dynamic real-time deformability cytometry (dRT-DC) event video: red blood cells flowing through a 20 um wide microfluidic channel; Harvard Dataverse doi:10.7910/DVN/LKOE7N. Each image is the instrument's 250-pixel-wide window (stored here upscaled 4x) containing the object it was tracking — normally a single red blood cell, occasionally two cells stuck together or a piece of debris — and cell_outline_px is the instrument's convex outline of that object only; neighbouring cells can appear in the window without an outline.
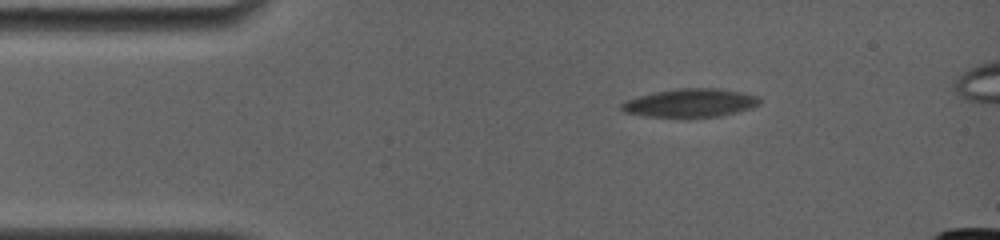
{"species": "common noctule bat (a hibernating species)", "species_latin": "Nyctalus noctula", "temperature_condition": "room temperature", "stored_images_in_passage": 32, "camera_frame_rate_fps": 4000, "um_per_image_px": 0.085, "animal": {"sex": "female", "body_mass_g": 19.0, "forearm_length_mm": 56.7}, "frame": {"image": 1, "passage_image": 1, "time_ms": 0.0, "image_size_px": [1000, 240], "cell_outline_px": [[760, 104], [752, 108], [720, 116], [644, 116], [624, 112], [620, 108], [620, 104], [636, 96], [652, 92], [680, 88], [720, 88], [760, 96]], "centroid_in_image_um": [58.68, 8.73], "position_along_channel_um": 26.3, "area_um2": 22.72}}
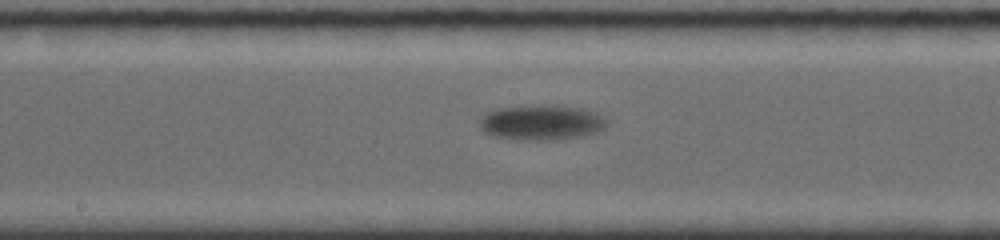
{"frame": {"image": 2, "passage_image": 15, "time_ms": 6.75, "image_size_px": [1000, 240], "cell_outline_px": [[608, 124], [600, 132], [584, 136], [552, 140], [516, 140], [492, 136], [484, 132], [480, 128], [480, 120], [488, 112], [496, 108], [544, 104], [552, 104], [580, 108], [596, 112], [604, 116]], "centroid_in_image_um": [46.06, 10.41], "position_along_channel_um": 202.1, "area_um2": 26.59}}
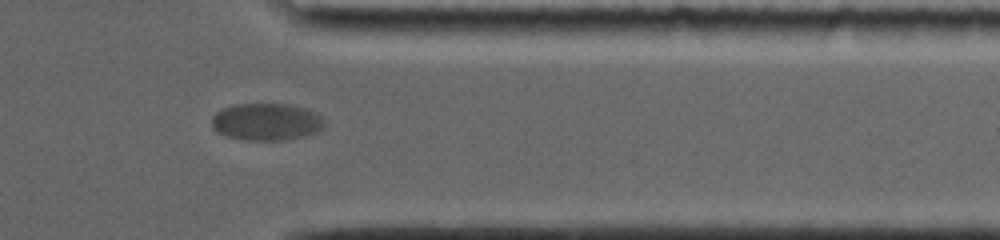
{"frame": {"image": 3, "passage_image": 27, "time_ms": 12.25, "image_size_px": [1000, 240], "cell_outline_px": [[324, 128], [316, 132], [304, 136], [288, 140], [244, 140], [228, 136], [216, 132], [212, 128], [212, 116], [216, 112], [224, 108], [236, 104], [288, 104], [304, 108], [316, 112], [324, 120]], "centroid_in_image_um": [22.65, 10.36], "position_along_channel_um": 388.8, "area_um2": 24.51}}